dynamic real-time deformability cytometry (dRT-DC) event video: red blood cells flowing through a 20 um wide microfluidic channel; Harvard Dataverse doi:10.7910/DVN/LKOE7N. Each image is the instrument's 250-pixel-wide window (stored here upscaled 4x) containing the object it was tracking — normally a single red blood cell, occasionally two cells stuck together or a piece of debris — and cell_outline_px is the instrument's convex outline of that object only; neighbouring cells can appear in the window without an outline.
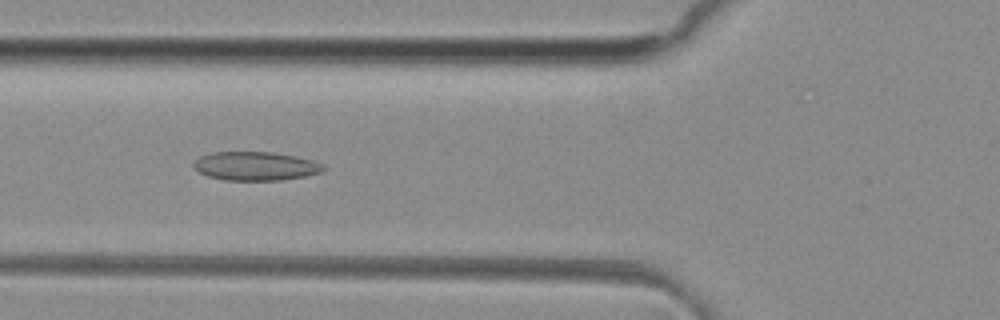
{"species": "common noctule bat (a hibernating species)", "species_latin": "Nyctalus noctula", "temperature_condition": "room temperature", "stored_images_in_passage": 34, "camera_frame_rate_fps": 3000, "um_per_image_px": 0.085, "animal": {"sex": "female", "body_mass_g": 29.2, "forearm_length_mm": 56.3}, "frame": {"image": 1, "passage_image": 4, "time_ms": 1.0, "image_size_px": [1000, 320], "cell_outline_px": [[328, 168], [324, 172], [304, 176], [280, 180], [224, 180], [208, 176], [192, 168], [192, 164], [200, 156], [212, 152], [272, 152], [296, 156], [312, 160], [324, 164]], "centroid_in_image_um": [21.75, 14.11], "position_along_channel_um": 104.1, "area_um2": 21.91}}
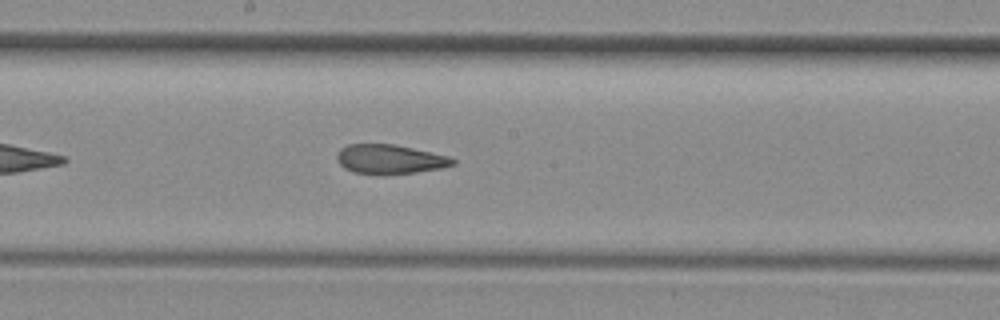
{"frame": {"image": 2, "passage_image": 12, "time_ms": 3.667, "image_size_px": [1000, 320], "cell_outline_px": [[456, 164], [440, 168], [416, 172], [384, 176], [380, 176], [352, 172], [344, 168], [336, 160], [336, 152], [340, 148], [348, 144], [396, 144], [432, 152], [448, 156], [456, 160]], "centroid_in_image_um": [33.09, 13.55], "position_along_channel_um": 215.1, "area_um2": 20.35}}
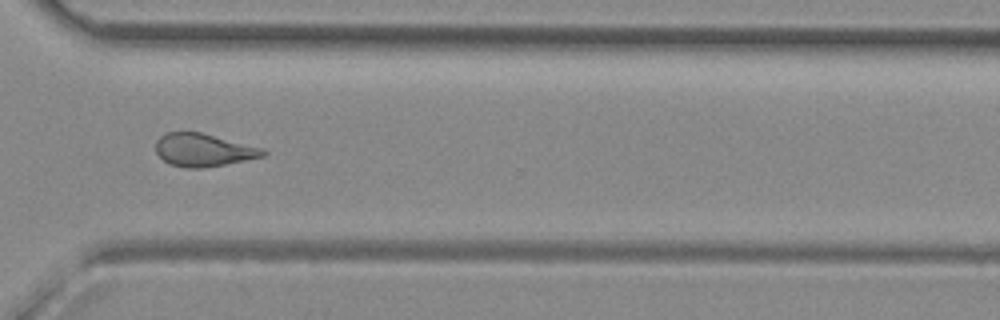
{"frame": {"image": 3, "passage_image": 22, "time_ms": 7.0, "image_size_px": [1000, 320], "cell_outline_px": [[268, 152], [264, 156], [224, 164], [200, 168], [184, 168], [168, 164], [156, 152], [156, 140], [164, 132], [200, 132], [264, 148]], "centroid_in_image_um": [17.27, 12.74], "position_along_channel_um": 353.3, "area_um2": 20.52}, "authors_computed_cell_mechanics": {"area_um2": 20.6346, "velocity_mm_per_s": 4.1555, "shape_relaxation_time_tau1_ms": null, "shape_relaxation_time_tau2_ms": 2.7843, "deformation_change_tau1": null, "deformation_change_tau2": 0.12}}